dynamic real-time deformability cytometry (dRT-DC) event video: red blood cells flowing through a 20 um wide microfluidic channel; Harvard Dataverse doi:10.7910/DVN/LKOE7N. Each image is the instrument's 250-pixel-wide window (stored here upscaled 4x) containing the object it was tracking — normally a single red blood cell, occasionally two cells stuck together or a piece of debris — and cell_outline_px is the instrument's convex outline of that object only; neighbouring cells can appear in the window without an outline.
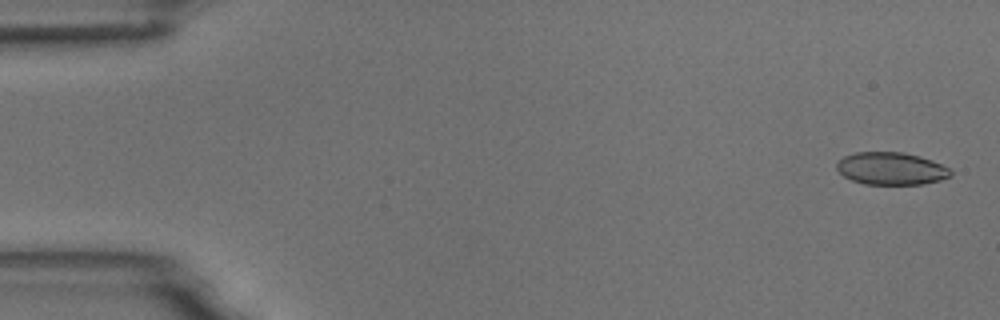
{"species": "common noctule bat (a hibernating species)", "species_latin": "Nyctalus noctula", "temperature_condition": "room temperature", "stored_images_in_passage": 5, "camera_frame_rate_fps": 3000, "um_per_image_px": 0.085, "animal": {"sex": "male", "body_mass_g": 18.8}, "frame": {"image": 1, "passage_image": 1, "time_ms": 0.0, "image_size_px": [1000, 320], "cell_outline_px": [[952, 176], [940, 180], [924, 184], [864, 184], [852, 180], [844, 176], [836, 168], [836, 164], [844, 156], [856, 152], [904, 152], [920, 156], [932, 160], [948, 168], [952, 172]], "centroid_in_image_um": [75.76, 14.32], "position_along_channel_um": 9.2, "area_um2": 21.56}}
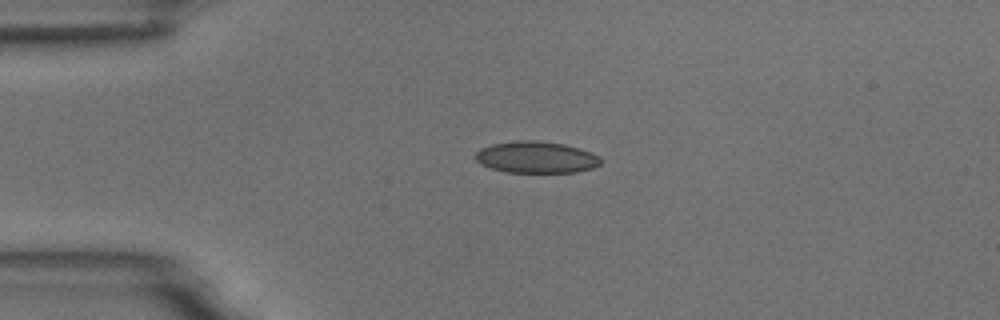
{"frame": {"image": 2, "passage_image": 4, "time_ms": 3.667, "image_size_px": [1000, 320], "cell_outline_px": [[600, 164], [592, 168], [576, 172], [504, 172], [480, 164], [476, 160], [476, 152], [480, 148], [492, 144], [516, 140], [536, 140], [564, 144], [592, 152], [600, 156]], "centroid_in_image_um": [45.57, 13.36], "position_along_channel_um": 39.4, "area_um2": 23.12}}